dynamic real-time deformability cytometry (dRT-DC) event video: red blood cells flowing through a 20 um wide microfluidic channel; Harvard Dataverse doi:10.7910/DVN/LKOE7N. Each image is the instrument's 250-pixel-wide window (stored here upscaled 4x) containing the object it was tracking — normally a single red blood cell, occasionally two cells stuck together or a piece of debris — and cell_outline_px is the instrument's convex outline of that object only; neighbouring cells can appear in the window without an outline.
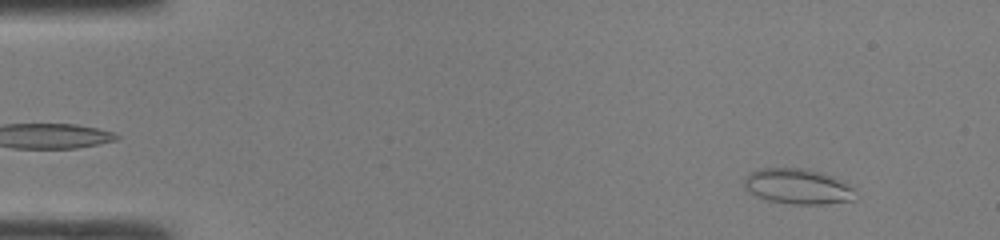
{"species": "common noctule bat (a hibernating species)", "species_latin": "Nyctalus noctula", "temperature_condition": "room temperature", "stored_images_in_passage": 47, "camera_frame_rate_fps": 3000, "um_per_image_px": 0.085, "animal": {"sex": "male", "body_mass_g": 19.0, "forearm_length_mm": 50.8}, "frame": {"image": 1, "passage_image": 4, "time_ms": 1.0, "image_size_px": [1000, 240], "cell_outline_px": [[856, 200], [824, 204], [792, 204], [768, 200], [756, 196], [748, 192], [744, 184], [744, 176], [760, 168], [808, 168], [824, 172], [836, 176], [848, 184], [852, 188]], "centroid_in_image_um": [67.83, 15.83], "position_along_channel_um": 17.2, "area_um2": 23.24}}
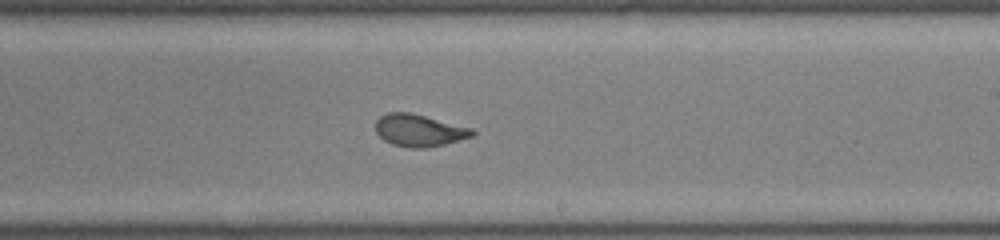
{"frame": {"image": 2, "passage_image": 28, "time_ms": 9.0, "image_size_px": [1000, 240], "cell_outline_px": [[476, 132], [472, 136], [444, 144], [424, 148], [408, 148], [392, 144], [384, 140], [376, 132], [376, 120], [380, 116], [388, 112], [412, 112], [472, 128]], "centroid_in_image_um": [35.61, 11.07], "position_along_channel_um": 253.4, "area_um2": 18.15}}
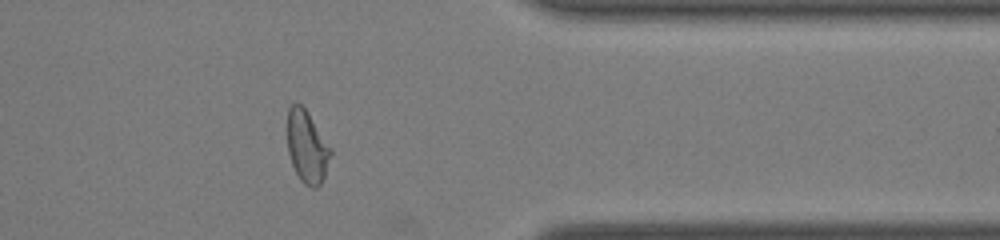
{"frame": {"image": 3, "passage_image": 38, "time_ms": 12.333, "image_size_px": [1000, 240], "cell_outline_px": [[332, 152], [324, 176], [320, 184], [316, 188], [312, 188], [304, 184], [300, 180], [292, 164], [288, 152], [288, 108], [296, 100], [304, 108], [332, 148]], "centroid_in_image_um": [26.1, 12.48], "position_along_channel_um": 385.3, "area_um2": 18.09}, "authors_computed_cell_mechanics": {"area_um2": 19.1318, "velocity_mm_per_s": 4.3161, "shape_relaxation_time_tau1_ms": 3.2342, "shape_relaxation_time_tau2_ms": 0.8613, "deformation_change_tau1": 0.1786, "deformation_change_tau2": 0.0773}}